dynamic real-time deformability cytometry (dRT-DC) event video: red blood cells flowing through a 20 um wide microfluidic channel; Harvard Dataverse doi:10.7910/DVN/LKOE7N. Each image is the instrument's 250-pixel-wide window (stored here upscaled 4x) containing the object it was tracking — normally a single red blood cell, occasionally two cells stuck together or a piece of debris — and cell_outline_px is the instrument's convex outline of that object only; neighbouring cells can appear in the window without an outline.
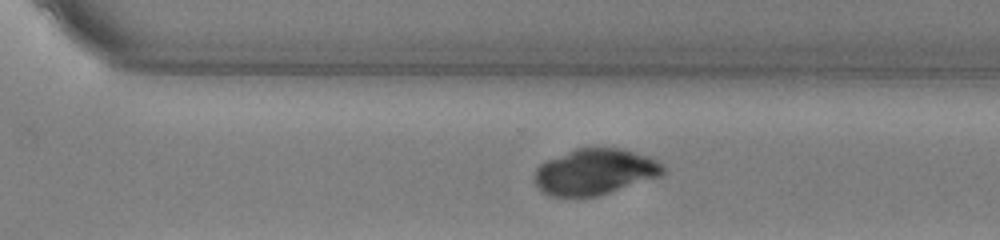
{"species": "common noctule bat (a hibernating species)", "species_latin": "Nyctalus noctula", "temperature_condition": "warm", "stored_images_in_passage": 43, "camera_frame_rate_fps": 3000, "um_per_image_px": 0.085, "animal": {"sex": "male", "body_mass_g": 13.0, "forearm_length_mm": 53.1}, "frame": {"image": 1, "passage_image": 37, "time_ms": 12.0, "image_size_px": [1000, 240], "cell_outline_px": [[664, 172], [660, 176], [596, 196], [548, 196], [536, 184], [536, 168], [540, 164], [548, 160], [576, 148], [620, 148], [648, 156], [664, 164]], "centroid_in_image_um": [50.58, 14.59], "position_along_channel_um": 320.0, "area_um2": 33.87}}
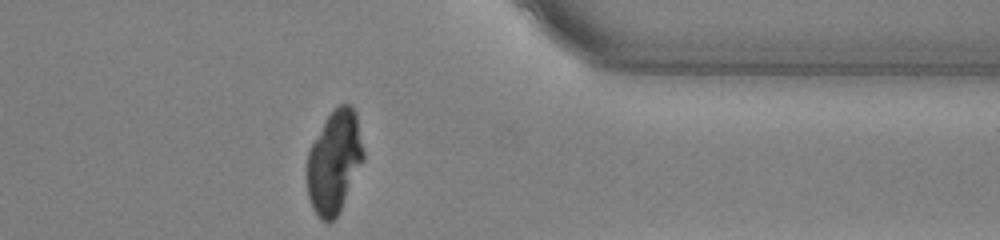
{"frame": {"image": 2, "passage_image": 43, "time_ms": 14.0, "image_size_px": [1000, 240], "cell_outline_px": [[364, 160], [336, 216], [328, 224], [320, 220], [312, 208], [308, 196], [308, 152], [312, 144], [332, 108], [340, 104], [352, 104], [356, 112], [364, 152]], "centroid_in_image_um": [28.42, 13.73], "position_along_channel_um": 383.0, "area_um2": 33.41}}